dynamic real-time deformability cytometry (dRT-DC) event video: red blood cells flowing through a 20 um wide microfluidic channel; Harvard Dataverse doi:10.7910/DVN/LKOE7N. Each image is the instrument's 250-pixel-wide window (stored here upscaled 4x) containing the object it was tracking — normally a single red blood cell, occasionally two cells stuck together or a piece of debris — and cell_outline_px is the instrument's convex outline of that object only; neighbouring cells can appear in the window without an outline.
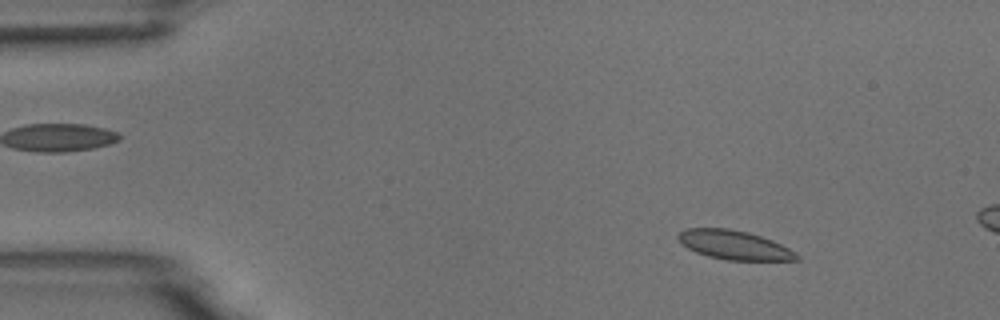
{"species": "common noctule bat (a hibernating species)", "species_latin": "Nyctalus noctula", "temperature_condition": "room temperature", "stored_images_in_passage": 4, "camera_frame_rate_fps": 3000, "um_per_image_px": 0.085, "animal": {"sex": "male", "body_mass_g": 18.8}, "frame": {"image": 1, "passage_image": 2, "time_ms": 1.0, "image_size_px": [1000, 320], "cell_outline_px": [[800, 260], [728, 260], [708, 256], [696, 252], [680, 244], [676, 236], [680, 232], [688, 228], [728, 228], [748, 232], [772, 240], [796, 252], [800, 256]], "centroid_in_image_um": [62.39, 20.82], "position_along_channel_um": 22.6, "area_um2": 20.06}}